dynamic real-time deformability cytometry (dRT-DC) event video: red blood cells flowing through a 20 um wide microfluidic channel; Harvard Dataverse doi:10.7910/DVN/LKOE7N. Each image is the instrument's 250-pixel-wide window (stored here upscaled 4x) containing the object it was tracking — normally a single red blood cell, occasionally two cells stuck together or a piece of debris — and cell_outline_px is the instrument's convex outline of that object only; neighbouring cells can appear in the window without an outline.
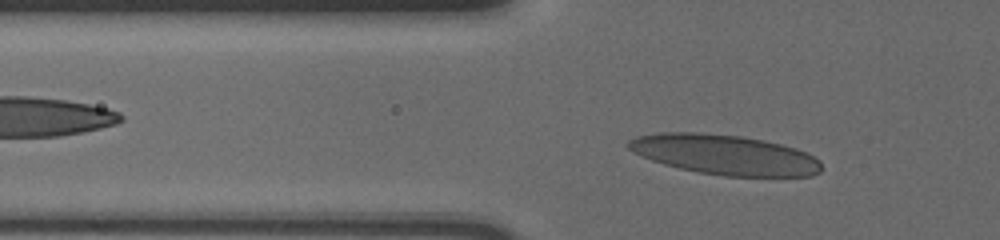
{"species": "human", "species_latin": "Homo sapiens", "temperature_condition": "cold", "stored_images_in_passage": 31, "camera_frame_rate_fps": 3000, "um_per_image_px": 0.085, "donor": {"sex": "male"}, "frame": {"image": 1, "passage_image": 8, "time_ms": 2.333, "image_size_px": [1000, 240], "cell_outline_px": [[820, 172], [812, 176], [724, 176], [700, 172], [680, 168], [664, 164], [652, 160], [632, 152], [628, 148], [628, 140], [636, 136], [660, 132], [696, 132], [740, 136], [764, 140], [796, 148], [820, 160]], "centroid_in_image_um": [61.58, 13.14], "position_along_channel_um": 64.2, "area_um2": 44.74}}
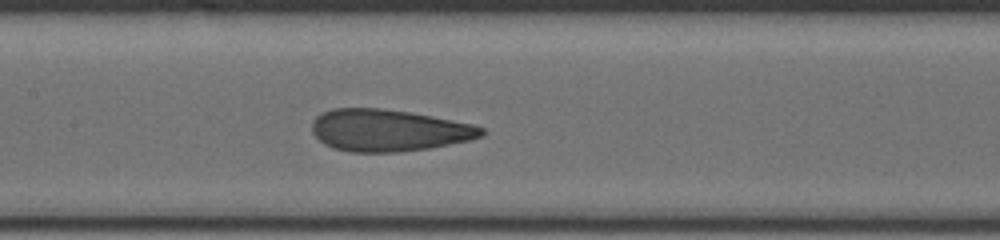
{"frame": {"image": 2, "passage_image": 18, "time_ms": 5.667, "image_size_px": [1000, 240], "cell_outline_px": [[484, 136], [472, 140], [428, 148], [400, 152], [352, 152], [332, 148], [324, 144], [312, 132], [312, 120], [316, 116], [332, 108], [380, 108], [408, 112], [472, 124], [484, 128]], "centroid_in_image_um": [33.01, 11.08], "position_along_channel_um": 174.4, "area_um2": 41.33}}
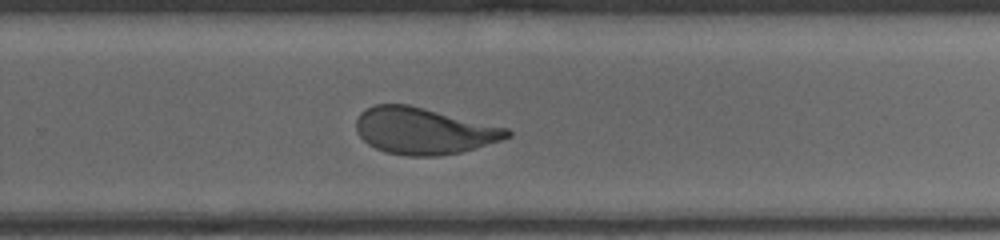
{"frame": {"image": 3, "passage_image": 28, "time_ms": 9.0, "image_size_px": [1000, 240], "cell_outline_px": [[512, 136], [476, 148], [460, 152], [440, 156], [408, 156], [384, 152], [368, 144], [360, 136], [356, 128], [356, 120], [360, 112], [376, 104], [408, 104], [508, 128], [512, 132]], "centroid_in_image_um": [36.01, 11.13], "position_along_channel_um": 293.8, "area_um2": 40.86}}